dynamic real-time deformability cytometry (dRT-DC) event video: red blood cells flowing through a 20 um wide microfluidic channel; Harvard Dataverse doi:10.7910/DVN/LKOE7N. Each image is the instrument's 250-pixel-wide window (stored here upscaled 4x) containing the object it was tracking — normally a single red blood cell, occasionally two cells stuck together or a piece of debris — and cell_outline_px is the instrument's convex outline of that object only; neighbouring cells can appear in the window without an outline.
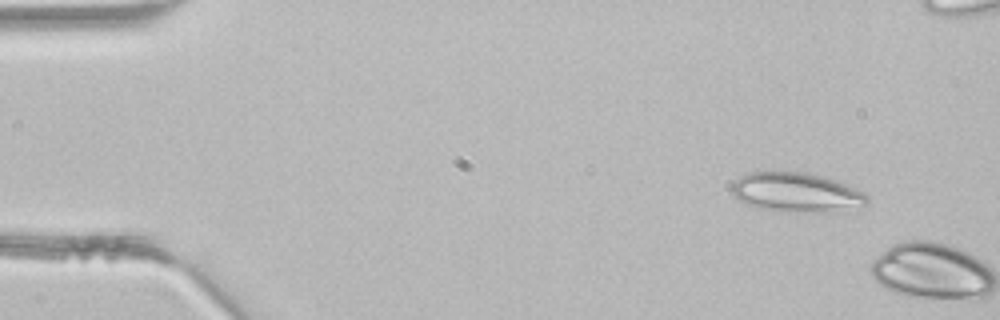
{"species": "common noctule bat (a hibernating species)", "species_latin": "Nyctalus noctula", "temperature_condition": "room temperature", "stored_images_in_passage": 2, "camera_frame_rate_fps": 3000, "um_per_image_px": 0.085, "animal": {"sex": "male", "body_mass_g": 21.5, "forearm_length_mm": 52.0}, "frame": {"image": 1, "passage_image": 1, "time_ms": 0.0, "image_size_px": [1000, 320], "cell_outline_px": [[868, 204], [820, 212], [812, 212], [760, 208], [748, 204], [740, 200], [732, 192], [732, 184], [740, 176], [752, 172], [808, 172], [844, 184], [864, 192], [868, 196]], "centroid_in_image_um": [67.67, 16.33], "position_along_channel_um": 17.3, "area_um2": 30.0}}